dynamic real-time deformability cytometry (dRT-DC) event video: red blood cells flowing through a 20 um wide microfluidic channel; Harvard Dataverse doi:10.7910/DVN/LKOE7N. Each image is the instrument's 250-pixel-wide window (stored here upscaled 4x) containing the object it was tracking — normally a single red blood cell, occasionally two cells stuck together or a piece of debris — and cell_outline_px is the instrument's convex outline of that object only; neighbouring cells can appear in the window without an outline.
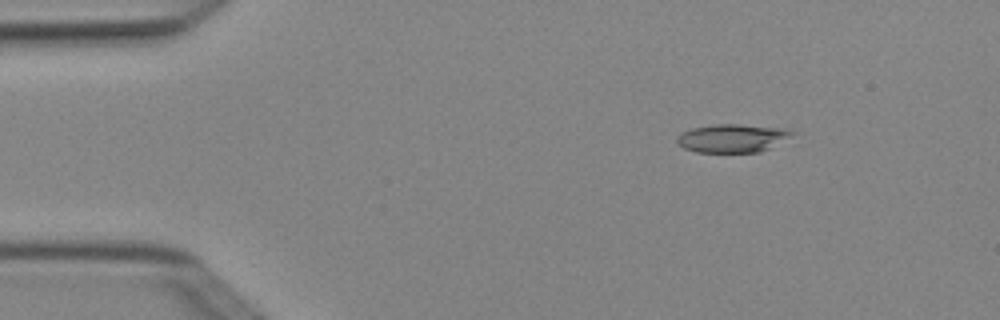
{"species": "Egyptian fruit bat (a non-hibernating species)", "species_latin": "Rousettus aegyptiacus", "temperature_condition": "cold", "stored_images_in_passage": 3, "camera_frame_rate_fps": 3000, "um_per_image_px": 0.085, "animal": {"sex": "female"}, "frame": {"image": 1, "passage_image": 1, "time_ms": 0.0, "image_size_px": [1000, 320], "cell_outline_px": [[796, 132], [768, 148], [760, 152], [696, 152], [684, 148], [676, 140], [676, 136], [680, 132], [692, 128], [712, 124], [740, 124], [780, 128]], "centroid_in_image_um": [62.16, 11.74], "position_along_channel_um": 22.8, "area_um2": 18.73}}